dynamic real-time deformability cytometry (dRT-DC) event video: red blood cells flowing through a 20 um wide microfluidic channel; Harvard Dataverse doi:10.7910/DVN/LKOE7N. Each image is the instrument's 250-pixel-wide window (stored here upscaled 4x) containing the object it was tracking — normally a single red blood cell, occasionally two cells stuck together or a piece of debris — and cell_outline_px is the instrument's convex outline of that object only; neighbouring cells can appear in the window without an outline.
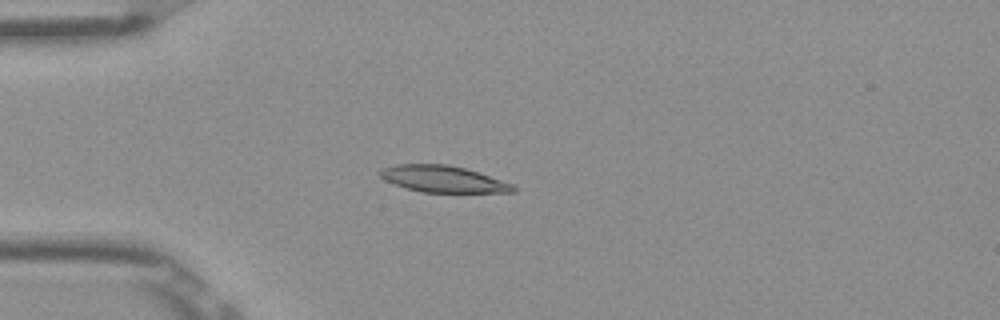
{"species": "Egyptian fruit bat (a non-hibernating species)", "species_latin": "Rousettus aegyptiacus", "temperature_condition": "room temperature", "stored_images_in_passage": 47, "camera_frame_rate_fps": 3000, "um_per_image_px": 0.085, "frame": {"image": 1, "passage_image": 9, "time_ms": 2.667, "image_size_px": [1000, 320], "cell_outline_px": [[516, 192], [424, 192], [408, 188], [384, 180], [380, 176], [380, 168], [396, 164], [444, 164], [464, 168], [512, 184], [516, 188]], "centroid_in_image_um": [37.62, 15.21], "position_along_channel_um": 47.4, "area_um2": 20.17}}
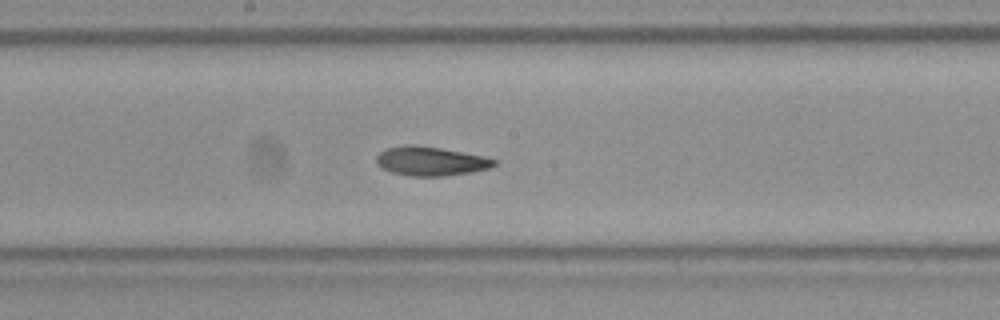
{"frame": {"image": 2, "passage_image": 23, "time_ms": 7.333, "image_size_px": [1000, 320], "cell_outline_px": [[500, 160], [496, 164], [488, 168], [472, 172], [444, 176], [412, 176], [392, 172], [380, 168], [376, 164], [376, 156], [380, 152], [388, 148], [408, 144], [412, 144], [440, 148], [484, 156]], "centroid_in_image_um": [36.61, 13.7], "position_along_channel_um": 211.6, "area_um2": 20.0}}
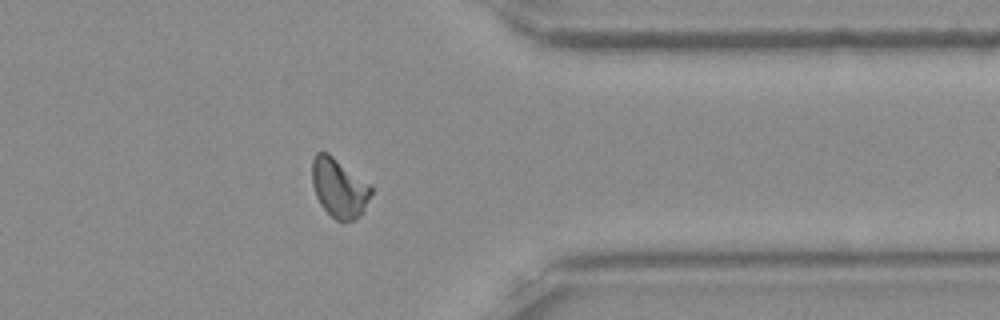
{"frame": {"image": 3, "passage_image": 37, "time_ms": 12.0, "image_size_px": [1000, 320], "cell_outline_px": [[372, 192], [364, 208], [352, 220], [344, 224], [336, 220], [320, 204], [316, 196], [312, 184], [312, 160], [316, 152], [328, 152], [372, 184]], "centroid_in_image_um": [28.82, 15.94], "position_along_channel_um": 382.6, "area_um2": 20.46}, "authors_computed_cell_mechanics": {"area_um2": 20.1144, "velocity_mm_per_s": 3.8782, "shape_relaxation_time_tau1_ms": 7.1028, "shape_relaxation_time_tau2_ms": 3.3153, "deformation_change_tau1": 0.1563, "deformation_change_tau2": 0.0781}}